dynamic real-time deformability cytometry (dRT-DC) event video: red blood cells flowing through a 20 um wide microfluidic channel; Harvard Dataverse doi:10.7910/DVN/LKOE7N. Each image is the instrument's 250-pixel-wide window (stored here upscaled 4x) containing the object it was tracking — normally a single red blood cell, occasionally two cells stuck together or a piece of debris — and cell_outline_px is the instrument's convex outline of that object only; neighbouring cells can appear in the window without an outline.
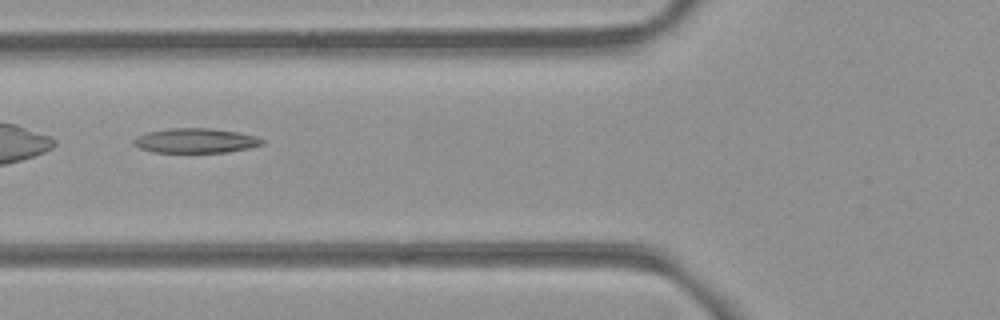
{"species": "common noctule bat (a hibernating species)", "species_latin": "Nyctalus noctula", "temperature_condition": "room temperature", "stored_images_in_passage": 6, "camera_frame_rate_fps": 3000, "um_per_image_px": 0.085, "animal": {"sex": "female", "body_mass_g": 21.9}, "frame": {"image": 1, "passage_image": 6, "time_ms": 5.667, "image_size_px": [1000, 320], "cell_outline_px": [[264, 144], [248, 148], [224, 152], [152, 152], [140, 148], [132, 144], [132, 140], [136, 136], [148, 132], [168, 128], [208, 128], [240, 132], [256, 136], [264, 140]], "centroid_in_image_um": [16.6, 11.95], "position_along_channel_um": 109.2, "area_um2": 18.5}}